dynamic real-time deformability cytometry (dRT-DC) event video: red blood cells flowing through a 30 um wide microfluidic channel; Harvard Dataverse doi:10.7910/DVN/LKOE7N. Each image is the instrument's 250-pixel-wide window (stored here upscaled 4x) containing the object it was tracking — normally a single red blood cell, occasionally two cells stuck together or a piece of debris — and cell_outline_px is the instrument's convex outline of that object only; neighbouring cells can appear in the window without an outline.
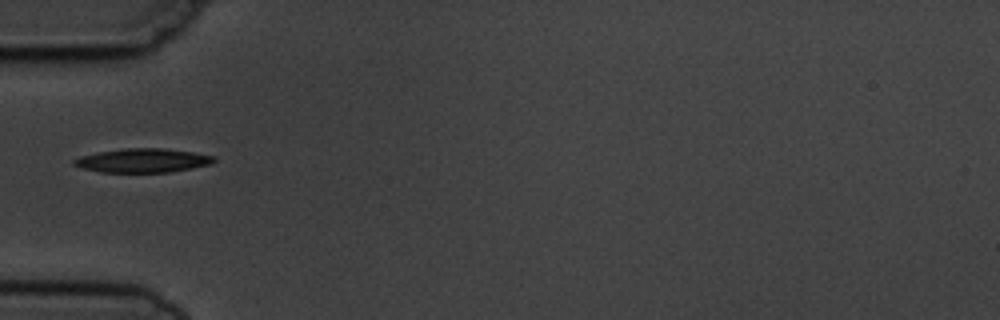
{"species": "common noctule bat (a hibernating species)", "species_latin": "Nyctalus noctula", "temperature_condition": "cold", "stored_images_in_passage": 6, "camera_frame_rate_fps": 3000, "um_per_image_px": 0.085, "animal": {"sex": "male", "body_mass_g": 19.5, "forearm_length_mm": 54.6}, "frame": {"image": 1, "passage_image": 4, "time_ms": 3.667, "image_size_px": [1000, 320], "cell_outline_px": [[216, 160], [212, 164], [192, 168], [168, 172], [100, 172], [84, 168], [72, 164], [72, 160], [80, 156], [100, 152], [124, 148], [164, 148], [192, 152], [216, 156]], "centroid_in_image_um": [12.16, 13.64], "position_along_channel_um": 72.8, "area_um2": 19.48}}
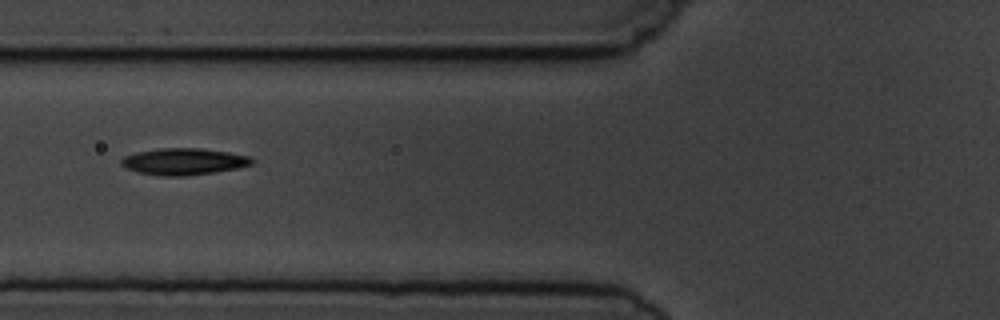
{"frame": {"image": 2, "passage_image": 5, "time_ms": 4.667, "image_size_px": [1000, 320], "cell_outline_px": [[252, 164], [236, 168], [216, 172], [184, 176], [164, 176], [136, 172], [120, 164], [120, 160], [124, 156], [136, 152], [160, 148], [200, 148], [228, 152], [252, 156]], "centroid_in_image_um": [15.6, 13.73], "position_along_channel_um": 110.2, "area_um2": 20.29}}
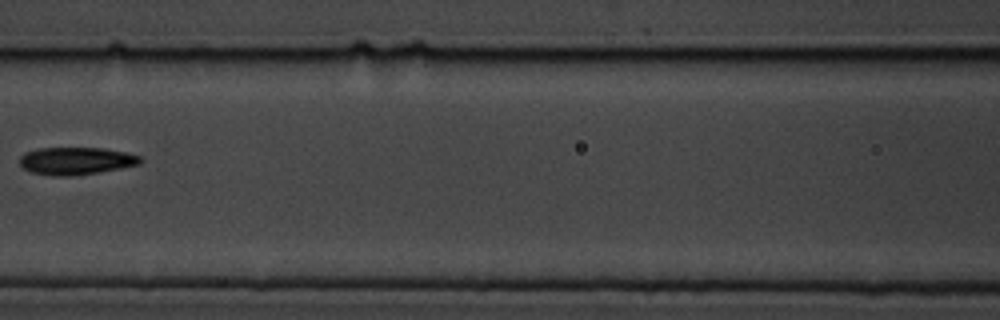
{"frame": {"image": 3, "passage_image": 6, "time_ms": 6.0, "image_size_px": [1000, 320], "cell_outline_px": [[144, 160], [140, 164], [120, 168], [72, 176], [52, 176], [32, 172], [24, 168], [20, 164], [20, 156], [24, 152], [36, 148], [104, 148], [124, 152], [140, 156]], "centroid_in_image_um": [6.44, 13.67], "position_along_channel_um": 160.2, "area_um2": 19.31}}